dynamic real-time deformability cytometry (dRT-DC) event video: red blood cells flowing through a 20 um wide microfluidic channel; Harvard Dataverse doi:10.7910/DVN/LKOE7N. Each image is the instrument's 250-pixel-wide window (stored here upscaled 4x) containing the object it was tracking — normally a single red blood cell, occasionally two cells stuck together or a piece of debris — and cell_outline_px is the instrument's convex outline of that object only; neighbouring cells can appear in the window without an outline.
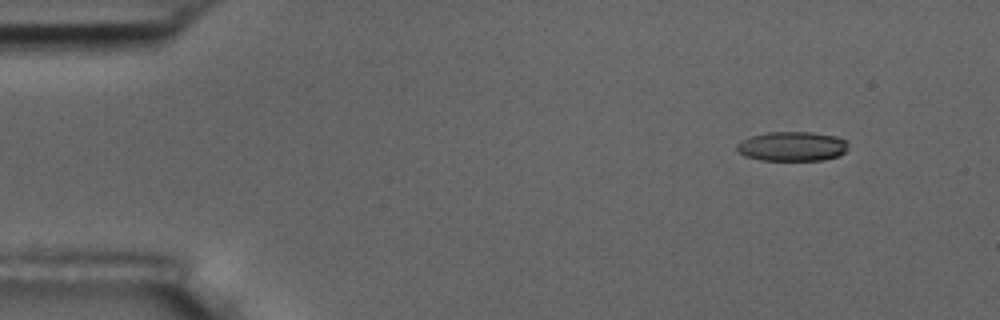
{"species": "common noctule bat (a hibernating species)", "species_latin": "Nyctalus noctula", "temperature_condition": "room temperature", "stored_images_in_passage": 5, "camera_frame_rate_fps": 3000, "um_per_image_px": 0.085, "animal": {"sex": "male", "body_mass_g": 17.5, "forearm_length_mm": 52.3}, "frame": {"image": 1, "passage_image": 1, "time_ms": 0.0, "image_size_px": [1000, 320], "cell_outline_px": [[848, 144], [844, 152], [840, 156], [824, 160], [760, 160], [744, 156], [736, 152], [736, 144], [740, 140], [752, 136], [768, 132], [812, 132], [836, 136], [848, 140]], "centroid_in_image_um": [67.32, 12.44], "position_along_channel_um": 17.7, "area_um2": 19.42}}